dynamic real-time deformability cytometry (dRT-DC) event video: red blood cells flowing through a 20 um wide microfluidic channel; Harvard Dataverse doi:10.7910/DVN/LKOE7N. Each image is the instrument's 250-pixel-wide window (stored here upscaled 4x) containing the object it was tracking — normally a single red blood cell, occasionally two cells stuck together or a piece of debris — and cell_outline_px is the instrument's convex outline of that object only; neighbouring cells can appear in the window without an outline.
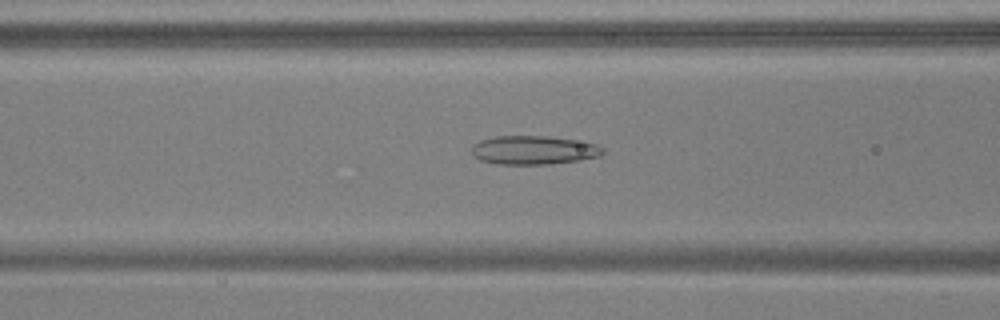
{"species": "common noctule bat (a hibernating species)", "species_latin": "Nyctalus noctula", "temperature_condition": "warm", "stored_images_in_passage": 50, "camera_frame_rate_fps": 3000, "um_per_image_px": 0.085, "animal": {"sex": "male", "body_mass_g": 17.9, "forearm_length_mm": 54.2}, "frame": {"image": 1, "passage_image": 18, "time_ms": 5.667, "image_size_px": [1000, 320], "cell_outline_px": [[604, 152], [600, 156], [580, 160], [548, 164], [496, 164], [480, 160], [472, 156], [472, 144], [480, 140], [496, 136], [548, 136], [596, 144], [604, 148]], "centroid_in_image_um": [45.32, 12.76], "position_along_channel_um": 121.3, "area_um2": 21.96}}
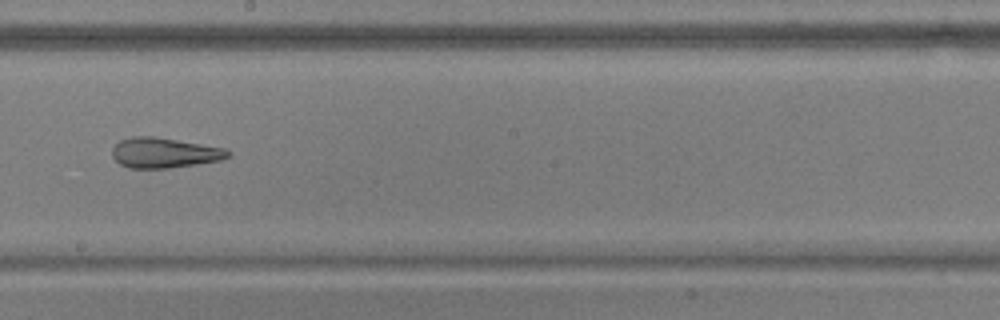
{"frame": {"image": 2, "passage_image": 27, "time_ms": 8.667, "image_size_px": [1000, 320], "cell_outline_px": [[232, 156], [220, 160], [196, 164], [168, 168], [128, 168], [120, 164], [112, 156], [112, 148], [120, 140], [132, 136], [156, 136], [224, 148], [232, 152]], "centroid_in_image_um": [13.97, 12.98], "position_along_channel_um": 234.2, "area_um2": 20.46}}
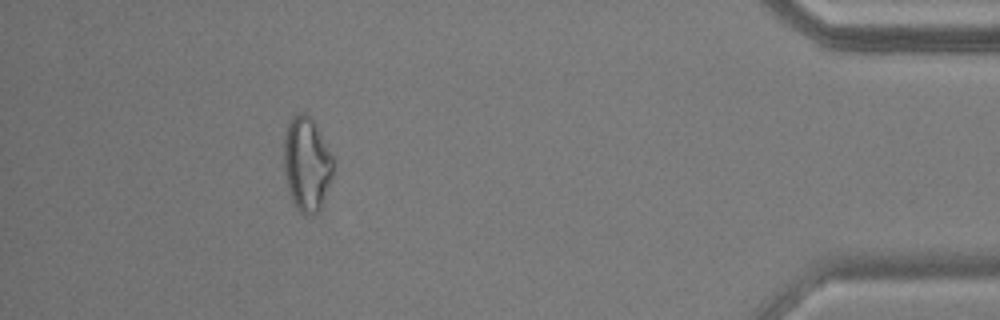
{"frame": {"image": 3, "passage_image": 45, "time_ms": 14.667, "image_size_px": [1000, 320], "cell_outline_px": [[336, 160], [332, 176], [320, 208], [312, 216], [304, 216], [296, 208], [288, 192], [284, 172], [284, 132], [288, 120], [292, 116], [300, 112], [304, 112], [312, 116], [332, 152]], "centroid_in_image_um": [26.08, 13.89], "position_along_channel_um": 409.1, "area_um2": 27.98}, "authors_computed_cell_mechanics": {"area_um2": 25.4031, "velocity_mm_per_s": 3.7743, "shape_relaxation_time_tau1_ms": null, "shape_relaxation_time_tau2_ms": 2.5029, "deformation_change_tau1": null, "deformation_change_tau2": 0.1209}}